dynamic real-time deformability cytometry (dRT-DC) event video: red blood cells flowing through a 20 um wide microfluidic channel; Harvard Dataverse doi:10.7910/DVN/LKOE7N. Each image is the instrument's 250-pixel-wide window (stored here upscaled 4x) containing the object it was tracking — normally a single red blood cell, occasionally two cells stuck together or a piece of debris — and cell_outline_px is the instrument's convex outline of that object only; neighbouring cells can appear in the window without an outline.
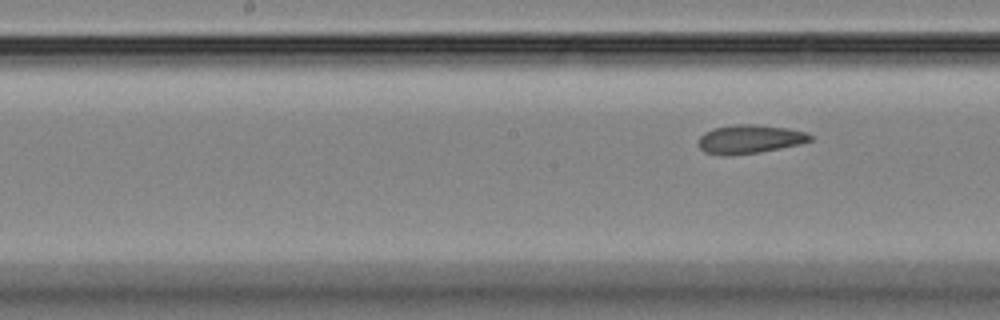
{"species": "Egyptian fruit bat (a non-hibernating species)", "species_latin": "Rousettus aegyptiacus", "temperature_condition": "room temperature", "stored_images_in_passage": 7, "segment_of_instrument_passage": [2, 2], "camera_frame_rate_fps": 3000, "um_per_image_px": 0.085, "animal": {"sex": "female"}, "frame": {"image": 1, "passage_image": 7, "time_ms": 8.0, "image_size_px": [1000, 320], "cell_outline_px": [[812, 140], [800, 144], [760, 152], [728, 156], [720, 156], [704, 152], [696, 144], [700, 136], [704, 132], [712, 128], [736, 124], [756, 124], [788, 128], [808, 132], [812, 136]], "centroid_in_image_um": [63.69, 11.83], "position_along_channel_um": 184.5, "area_um2": 19.07}}